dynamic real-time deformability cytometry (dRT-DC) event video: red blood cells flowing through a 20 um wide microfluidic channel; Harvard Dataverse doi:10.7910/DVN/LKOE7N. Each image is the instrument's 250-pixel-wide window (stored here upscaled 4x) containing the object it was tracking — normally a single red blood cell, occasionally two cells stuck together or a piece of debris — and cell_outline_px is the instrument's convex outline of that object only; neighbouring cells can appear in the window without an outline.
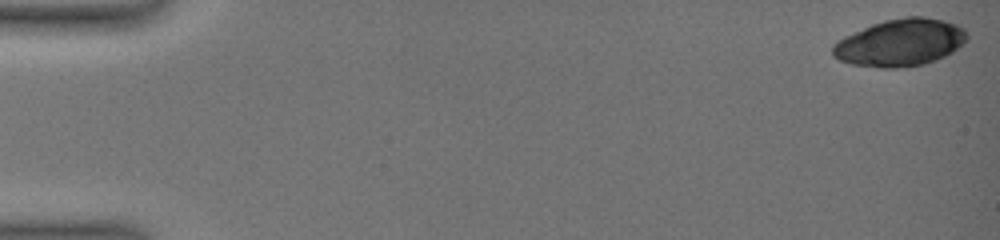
{"species": "common noctule bat (a hibernating species)", "species_latin": "Nyctalus noctula", "temperature_condition": "warm", "stored_images_in_passage": 11, "camera_frame_rate_fps": 3000, "um_per_image_px": 0.085, "animal": {"sex": "female", "body_mass_g": 19.0, "forearm_length_mm": 51.5}, "frame": {"image": 1, "passage_image": 1, "time_ms": 0.0, "image_size_px": [1000, 240], "cell_outline_px": [[968, 40], [964, 44], [952, 52], [936, 60], [924, 64], [896, 68], [880, 68], [852, 64], [840, 60], [832, 56], [832, 44], [836, 40], [844, 36], [872, 24], [884, 20], [908, 16], [924, 16], [944, 20], [956, 24], [964, 28], [968, 36]], "centroid_in_image_um": [76.52, 3.62], "position_along_channel_um": 8.5, "area_um2": 37.22}}